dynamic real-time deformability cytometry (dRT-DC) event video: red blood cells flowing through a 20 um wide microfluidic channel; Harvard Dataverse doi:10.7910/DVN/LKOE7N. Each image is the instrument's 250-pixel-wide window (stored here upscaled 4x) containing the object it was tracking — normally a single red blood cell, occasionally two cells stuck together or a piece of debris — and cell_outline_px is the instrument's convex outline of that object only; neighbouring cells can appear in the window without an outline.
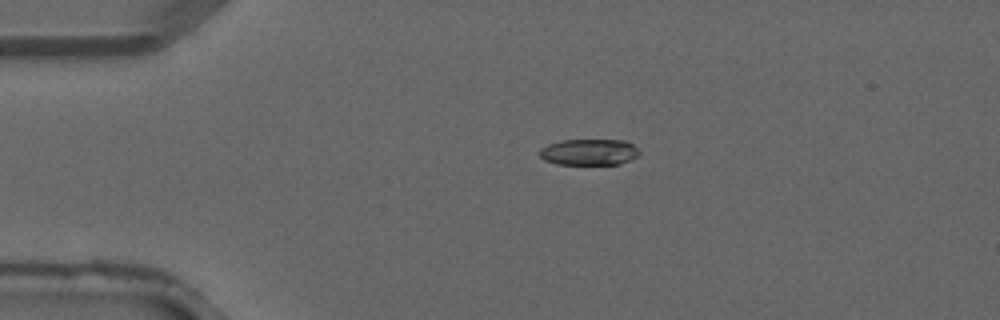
{"species": "common noctule bat (a hibernating species)", "species_latin": "Nyctalus noctula", "temperature_condition": "warm", "stored_images_in_passage": 5, "camera_frame_rate_fps": 3000, "um_per_image_px": 0.085, "animal": {"sex": "male", "forearm_length_mm": 52.5}, "frame": {"image": 1, "passage_image": 3, "time_ms": 0.667, "image_size_px": [1000, 320], "cell_outline_px": [[640, 152], [636, 156], [620, 164], [556, 164], [544, 160], [540, 156], [540, 148], [548, 144], [560, 140], [624, 140], [632, 144]], "centroid_in_image_um": [50.03, 12.92], "position_along_channel_um": 35.0, "area_um2": 15.14}}